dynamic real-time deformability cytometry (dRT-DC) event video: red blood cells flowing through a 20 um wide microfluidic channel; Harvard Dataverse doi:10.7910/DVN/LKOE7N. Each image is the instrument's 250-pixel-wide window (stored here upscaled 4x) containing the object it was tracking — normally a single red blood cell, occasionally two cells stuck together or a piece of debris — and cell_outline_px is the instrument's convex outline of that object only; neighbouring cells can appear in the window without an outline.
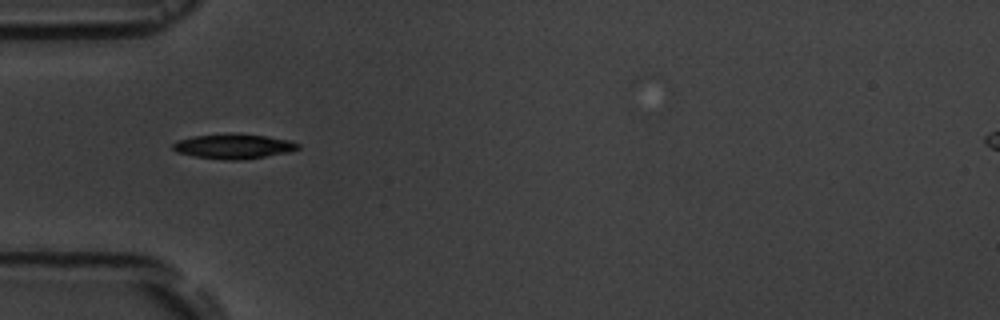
{"species": "common noctule bat (a hibernating species)", "species_latin": "Nyctalus noctula", "temperature_condition": "room temperature", "stored_images_in_passage": 2, "camera_frame_rate_fps": 3000, "um_per_image_px": 0.085, "animal": {"sex": "male", "body_mass_g": 19.5, "forearm_length_mm": 54.6}, "frame": {"image": 1, "passage_image": 1, "time_ms": 0.0, "image_size_px": [1000, 320], "cell_outline_px": [[300, 148], [288, 152], [244, 160], [224, 160], [196, 156], [176, 152], [172, 148], [172, 144], [176, 140], [192, 136], [264, 136], [292, 140], [300, 144]], "centroid_in_image_um": [19.86, 12.48], "position_along_channel_um": 65.1, "area_um2": 17.34}}
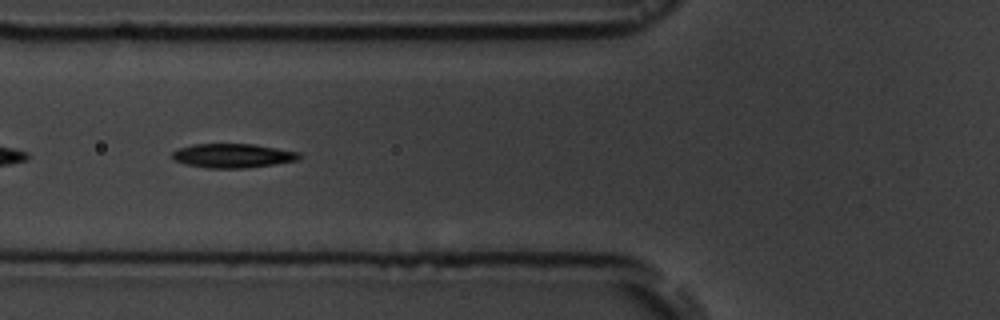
{"frame": {"image": 2, "passage_image": 2, "time_ms": 11.667, "image_size_px": [1000, 320], "cell_outline_px": [[304, 156], [296, 160], [272, 164], [244, 168], [208, 168], [184, 164], [172, 160], [172, 152], [176, 148], [192, 144], [252, 144], [300, 152]], "centroid_in_image_um": [19.73, 13.23], "position_along_channel_um": 106.1, "area_um2": 17.92}}